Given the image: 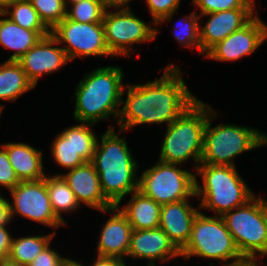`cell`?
Here are the masks:
<instances>
[{
	"mask_svg": "<svg viewBox=\"0 0 267 266\" xmlns=\"http://www.w3.org/2000/svg\"><path fill=\"white\" fill-rule=\"evenodd\" d=\"M159 70L163 74L157 79L141 84L126 83L117 119L118 129L127 132L145 124H165L167 127L198 99L188 89L184 73L177 64L169 62Z\"/></svg>",
	"mask_w": 267,
	"mask_h": 266,
	"instance_id": "obj_1",
	"label": "cell"
},
{
	"mask_svg": "<svg viewBox=\"0 0 267 266\" xmlns=\"http://www.w3.org/2000/svg\"><path fill=\"white\" fill-rule=\"evenodd\" d=\"M125 131L110 123L98 136L92 164L98 173L104 196L113 204L122 203L130 193L138 190L140 165L127 144Z\"/></svg>",
	"mask_w": 267,
	"mask_h": 266,
	"instance_id": "obj_2",
	"label": "cell"
},
{
	"mask_svg": "<svg viewBox=\"0 0 267 266\" xmlns=\"http://www.w3.org/2000/svg\"><path fill=\"white\" fill-rule=\"evenodd\" d=\"M121 66L97 67L83 74L75 86L71 101L75 100L72 117L76 122L91 123L117 119L126 85Z\"/></svg>",
	"mask_w": 267,
	"mask_h": 266,
	"instance_id": "obj_3",
	"label": "cell"
},
{
	"mask_svg": "<svg viewBox=\"0 0 267 266\" xmlns=\"http://www.w3.org/2000/svg\"><path fill=\"white\" fill-rule=\"evenodd\" d=\"M213 110L214 106L198 98L170 123L164 132L158 161L185 166L191 160L195 172L203 154L205 125Z\"/></svg>",
	"mask_w": 267,
	"mask_h": 266,
	"instance_id": "obj_4",
	"label": "cell"
},
{
	"mask_svg": "<svg viewBox=\"0 0 267 266\" xmlns=\"http://www.w3.org/2000/svg\"><path fill=\"white\" fill-rule=\"evenodd\" d=\"M242 177L236 166L199 164L195 171V196L200 200V209L223 216L245 205L256 194Z\"/></svg>",
	"mask_w": 267,
	"mask_h": 266,
	"instance_id": "obj_5",
	"label": "cell"
},
{
	"mask_svg": "<svg viewBox=\"0 0 267 266\" xmlns=\"http://www.w3.org/2000/svg\"><path fill=\"white\" fill-rule=\"evenodd\" d=\"M218 114L213 110L208 116L200 164L235 167L241 154L267 146V133L260 129L229 122L213 126Z\"/></svg>",
	"mask_w": 267,
	"mask_h": 266,
	"instance_id": "obj_6",
	"label": "cell"
},
{
	"mask_svg": "<svg viewBox=\"0 0 267 266\" xmlns=\"http://www.w3.org/2000/svg\"><path fill=\"white\" fill-rule=\"evenodd\" d=\"M197 214L189 241L180 250L181 259L191 257L221 262V266L241 263L246 259L239 252L222 216Z\"/></svg>",
	"mask_w": 267,
	"mask_h": 266,
	"instance_id": "obj_7",
	"label": "cell"
},
{
	"mask_svg": "<svg viewBox=\"0 0 267 266\" xmlns=\"http://www.w3.org/2000/svg\"><path fill=\"white\" fill-rule=\"evenodd\" d=\"M259 196L256 194L245 205L234 208L222 216L245 259L267 258V218L263 197L261 194Z\"/></svg>",
	"mask_w": 267,
	"mask_h": 266,
	"instance_id": "obj_8",
	"label": "cell"
},
{
	"mask_svg": "<svg viewBox=\"0 0 267 266\" xmlns=\"http://www.w3.org/2000/svg\"><path fill=\"white\" fill-rule=\"evenodd\" d=\"M182 167L161 161L151 164L139 175L138 190L160 205L195 199V173Z\"/></svg>",
	"mask_w": 267,
	"mask_h": 266,
	"instance_id": "obj_9",
	"label": "cell"
},
{
	"mask_svg": "<svg viewBox=\"0 0 267 266\" xmlns=\"http://www.w3.org/2000/svg\"><path fill=\"white\" fill-rule=\"evenodd\" d=\"M102 23L106 45L114 58H133L131 55L138 49L136 45L154 42L160 33L152 20L146 23L132 8L106 10Z\"/></svg>",
	"mask_w": 267,
	"mask_h": 266,
	"instance_id": "obj_10",
	"label": "cell"
},
{
	"mask_svg": "<svg viewBox=\"0 0 267 266\" xmlns=\"http://www.w3.org/2000/svg\"><path fill=\"white\" fill-rule=\"evenodd\" d=\"M51 34L65 50L70 62L92 56L114 57L105 42L103 23H79L65 17L51 30Z\"/></svg>",
	"mask_w": 267,
	"mask_h": 266,
	"instance_id": "obj_11",
	"label": "cell"
},
{
	"mask_svg": "<svg viewBox=\"0 0 267 266\" xmlns=\"http://www.w3.org/2000/svg\"><path fill=\"white\" fill-rule=\"evenodd\" d=\"M9 192L12 200L8 201L12 222L18 216L47 226L53 229L55 233H57V229L65 226L55 216L51 207L46 187V176L38 181H20Z\"/></svg>",
	"mask_w": 267,
	"mask_h": 266,
	"instance_id": "obj_12",
	"label": "cell"
},
{
	"mask_svg": "<svg viewBox=\"0 0 267 266\" xmlns=\"http://www.w3.org/2000/svg\"><path fill=\"white\" fill-rule=\"evenodd\" d=\"M257 14L243 28L216 43L203 56L218 62H239L251 56L267 41V23Z\"/></svg>",
	"mask_w": 267,
	"mask_h": 266,
	"instance_id": "obj_13",
	"label": "cell"
},
{
	"mask_svg": "<svg viewBox=\"0 0 267 266\" xmlns=\"http://www.w3.org/2000/svg\"><path fill=\"white\" fill-rule=\"evenodd\" d=\"M177 257H181L180 250L160 227L132 230L126 260H145L146 266H157L158 262L169 264Z\"/></svg>",
	"mask_w": 267,
	"mask_h": 266,
	"instance_id": "obj_14",
	"label": "cell"
},
{
	"mask_svg": "<svg viewBox=\"0 0 267 266\" xmlns=\"http://www.w3.org/2000/svg\"><path fill=\"white\" fill-rule=\"evenodd\" d=\"M17 62L25 71L28 79L36 87L44 75H51L69 64L65 50L50 33L30 48Z\"/></svg>",
	"mask_w": 267,
	"mask_h": 266,
	"instance_id": "obj_15",
	"label": "cell"
},
{
	"mask_svg": "<svg viewBox=\"0 0 267 266\" xmlns=\"http://www.w3.org/2000/svg\"><path fill=\"white\" fill-rule=\"evenodd\" d=\"M257 11L258 9H231L199 15L201 54L204 56L216 43L247 25L258 14ZM206 17L209 19L202 25Z\"/></svg>",
	"mask_w": 267,
	"mask_h": 266,
	"instance_id": "obj_16",
	"label": "cell"
},
{
	"mask_svg": "<svg viewBox=\"0 0 267 266\" xmlns=\"http://www.w3.org/2000/svg\"><path fill=\"white\" fill-rule=\"evenodd\" d=\"M63 172L65 173L58 172L52 175H61L64 178L81 207L85 205L90 210L92 208L103 211L114 206L104 196L98 173L91 161Z\"/></svg>",
	"mask_w": 267,
	"mask_h": 266,
	"instance_id": "obj_17",
	"label": "cell"
},
{
	"mask_svg": "<svg viewBox=\"0 0 267 266\" xmlns=\"http://www.w3.org/2000/svg\"><path fill=\"white\" fill-rule=\"evenodd\" d=\"M99 212L110 214V216L101 225V231L98 234V242L95 247L97 255L116 257L125 261L133 230L132 226L116 205Z\"/></svg>",
	"mask_w": 267,
	"mask_h": 266,
	"instance_id": "obj_18",
	"label": "cell"
},
{
	"mask_svg": "<svg viewBox=\"0 0 267 266\" xmlns=\"http://www.w3.org/2000/svg\"><path fill=\"white\" fill-rule=\"evenodd\" d=\"M193 199L161 205L159 227L175 246L181 250L189 241L192 226L200 206L192 205Z\"/></svg>",
	"mask_w": 267,
	"mask_h": 266,
	"instance_id": "obj_19",
	"label": "cell"
},
{
	"mask_svg": "<svg viewBox=\"0 0 267 266\" xmlns=\"http://www.w3.org/2000/svg\"><path fill=\"white\" fill-rule=\"evenodd\" d=\"M20 181H38L46 174L43 151L25 142L1 143Z\"/></svg>",
	"mask_w": 267,
	"mask_h": 266,
	"instance_id": "obj_20",
	"label": "cell"
},
{
	"mask_svg": "<svg viewBox=\"0 0 267 266\" xmlns=\"http://www.w3.org/2000/svg\"><path fill=\"white\" fill-rule=\"evenodd\" d=\"M131 198L122 206H116L127 217L132 229L145 230L159 227L161 205L146 197L139 190L129 194Z\"/></svg>",
	"mask_w": 267,
	"mask_h": 266,
	"instance_id": "obj_21",
	"label": "cell"
},
{
	"mask_svg": "<svg viewBox=\"0 0 267 266\" xmlns=\"http://www.w3.org/2000/svg\"><path fill=\"white\" fill-rule=\"evenodd\" d=\"M41 39L38 32L20 27L0 12V45L3 49L13 51L7 61L19 60Z\"/></svg>",
	"mask_w": 267,
	"mask_h": 266,
	"instance_id": "obj_22",
	"label": "cell"
},
{
	"mask_svg": "<svg viewBox=\"0 0 267 266\" xmlns=\"http://www.w3.org/2000/svg\"><path fill=\"white\" fill-rule=\"evenodd\" d=\"M25 71L17 61L5 60L0 65V100L15 102L23 94L34 89Z\"/></svg>",
	"mask_w": 267,
	"mask_h": 266,
	"instance_id": "obj_23",
	"label": "cell"
},
{
	"mask_svg": "<svg viewBox=\"0 0 267 266\" xmlns=\"http://www.w3.org/2000/svg\"><path fill=\"white\" fill-rule=\"evenodd\" d=\"M46 187L55 216L64 225L68 226L63 214L67 213L70 215V213L77 212V210L82 208L80 207L81 205L77 201L76 196L61 175H50V173L47 172Z\"/></svg>",
	"mask_w": 267,
	"mask_h": 266,
	"instance_id": "obj_24",
	"label": "cell"
},
{
	"mask_svg": "<svg viewBox=\"0 0 267 266\" xmlns=\"http://www.w3.org/2000/svg\"><path fill=\"white\" fill-rule=\"evenodd\" d=\"M37 235H27L22 237L13 236L10 253L8 258L19 263L22 266H28L35 257L53 241V237L57 234L53 231L51 233Z\"/></svg>",
	"mask_w": 267,
	"mask_h": 266,
	"instance_id": "obj_25",
	"label": "cell"
},
{
	"mask_svg": "<svg viewBox=\"0 0 267 266\" xmlns=\"http://www.w3.org/2000/svg\"><path fill=\"white\" fill-rule=\"evenodd\" d=\"M50 147V158L61 169L68 171L86 162L74 149L73 125L56 134Z\"/></svg>",
	"mask_w": 267,
	"mask_h": 266,
	"instance_id": "obj_26",
	"label": "cell"
},
{
	"mask_svg": "<svg viewBox=\"0 0 267 266\" xmlns=\"http://www.w3.org/2000/svg\"><path fill=\"white\" fill-rule=\"evenodd\" d=\"M2 13L20 27L34 30L42 37L51 33V30L40 19L38 12L34 9L29 0L15 1Z\"/></svg>",
	"mask_w": 267,
	"mask_h": 266,
	"instance_id": "obj_27",
	"label": "cell"
},
{
	"mask_svg": "<svg viewBox=\"0 0 267 266\" xmlns=\"http://www.w3.org/2000/svg\"><path fill=\"white\" fill-rule=\"evenodd\" d=\"M178 19L173 28L174 40L179 43L178 45L183 48L191 49L193 52L195 48L198 50V53L201 54V41H200V32H199V14L193 10L189 15H183Z\"/></svg>",
	"mask_w": 267,
	"mask_h": 266,
	"instance_id": "obj_28",
	"label": "cell"
},
{
	"mask_svg": "<svg viewBox=\"0 0 267 266\" xmlns=\"http://www.w3.org/2000/svg\"><path fill=\"white\" fill-rule=\"evenodd\" d=\"M105 11L101 0H82L67 7V18L79 23H102Z\"/></svg>",
	"mask_w": 267,
	"mask_h": 266,
	"instance_id": "obj_29",
	"label": "cell"
},
{
	"mask_svg": "<svg viewBox=\"0 0 267 266\" xmlns=\"http://www.w3.org/2000/svg\"><path fill=\"white\" fill-rule=\"evenodd\" d=\"M95 124L78 122L73 124V146L76 152L86 161L93 159L97 144V133L92 129Z\"/></svg>",
	"mask_w": 267,
	"mask_h": 266,
	"instance_id": "obj_30",
	"label": "cell"
},
{
	"mask_svg": "<svg viewBox=\"0 0 267 266\" xmlns=\"http://www.w3.org/2000/svg\"><path fill=\"white\" fill-rule=\"evenodd\" d=\"M38 12L43 23L52 30L67 17V7L64 0H29Z\"/></svg>",
	"mask_w": 267,
	"mask_h": 266,
	"instance_id": "obj_31",
	"label": "cell"
},
{
	"mask_svg": "<svg viewBox=\"0 0 267 266\" xmlns=\"http://www.w3.org/2000/svg\"><path fill=\"white\" fill-rule=\"evenodd\" d=\"M199 15L231 9H257L256 0H191ZM199 12H198V10Z\"/></svg>",
	"mask_w": 267,
	"mask_h": 266,
	"instance_id": "obj_32",
	"label": "cell"
},
{
	"mask_svg": "<svg viewBox=\"0 0 267 266\" xmlns=\"http://www.w3.org/2000/svg\"><path fill=\"white\" fill-rule=\"evenodd\" d=\"M150 12L152 21L161 26L173 20L172 17L179 10L182 0H143Z\"/></svg>",
	"mask_w": 267,
	"mask_h": 266,
	"instance_id": "obj_33",
	"label": "cell"
},
{
	"mask_svg": "<svg viewBox=\"0 0 267 266\" xmlns=\"http://www.w3.org/2000/svg\"><path fill=\"white\" fill-rule=\"evenodd\" d=\"M0 147V193H2L1 188L4 187V189L6 188L7 191H10L20 180L10 164L5 147L2 144H0Z\"/></svg>",
	"mask_w": 267,
	"mask_h": 266,
	"instance_id": "obj_34",
	"label": "cell"
},
{
	"mask_svg": "<svg viewBox=\"0 0 267 266\" xmlns=\"http://www.w3.org/2000/svg\"><path fill=\"white\" fill-rule=\"evenodd\" d=\"M64 254L61 255L51 248V243L45 247L28 266H62Z\"/></svg>",
	"mask_w": 267,
	"mask_h": 266,
	"instance_id": "obj_35",
	"label": "cell"
},
{
	"mask_svg": "<svg viewBox=\"0 0 267 266\" xmlns=\"http://www.w3.org/2000/svg\"><path fill=\"white\" fill-rule=\"evenodd\" d=\"M7 226L9 227V225L0 226V260L8 258L14 235Z\"/></svg>",
	"mask_w": 267,
	"mask_h": 266,
	"instance_id": "obj_36",
	"label": "cell"
},
{
	"mask_svg": "<svg viewBox=\"0 0 267 266\" xmlns=\"http://www.w3.org/2000/svg\"><path fill=\"white\" fill-rule=\"evenodd\" d=\"M96 256H97L96 258L93 257L94 262L90 263L91 266H129L127 265L126 261L116 257L99 256V255Z\"/></svg>",
	"mask_w": 267,
	"mask_h": 266,
	"instance_id": "obj_37",
	"label": "cell"
},
{
	"mask_svg": "<svg viewBox=\"0 0 267 266\" xmlns=\"http://www.w3.org/2000/svg\"><path fill=\"white\" fill-rule=\"evenodd\" d=\"M9 199L0 193V226L12 223L9 209Z\"/></svg>",
	"mask_w": 267,
	"mask_h": 266,
	"instance_id": "obj_38",
	"label": "cell"
},
{
	"mask_svg": "<svg viewBox=\"0 0 267 266\" xmlns=\"http://www.w3.org/2000/svg\"><path fill=\"white\" fill-rule=\"evenodd\" d=\"M106 10L112 9H130L133 0H101Z\"/></svg>",
	"mask_w": 267,
	"mask_h": 266,
	"instance_id": "obj_39",
	"label": "cell"
},
{
	"mask_svg": "<svg viewBox=\"0 0 267 266\" xmlns=\"http://www.w3.org/2000/svg\"><path fill=\"white\" fill-rule=\"evenodd\" d=\"M62 266H87L86 264H83L81 262L76 261V259H72L68 258V256H66V258L64 259Z\"/></svg>",
	"mask_w": 267,
	"mask_h": 266,
	"instance_id": "obj_40",
	"label": "cell"
},
{
	"mask_svg": "<svg viewBox=\"0 0 267 266\" xmlns=\"http://www.w3.org/2000/svg\"><path fill=\"white\" fill-rule=\"evenodd\" d=\"M0 266H22L19 263L10 260L9 258L1 259L0 260Z\"/></svg>",
	"mask_w": 267,
	"mask_h": 266,
	"instance_id": "obj_41",
	"label": "cell"
},
{
	"mask_svg": "<svg viewBox=\"0 0 267 266\" xmlns=\"http://www.w3.org/2000/svg\"><path fill=\"white\" fill-rule=\"evenodd\" d=\"M18 0H0V12H3L8 6Z\"/></svg>",
	"mask_w": 267,
	"mask_h": 266,
	"instance_id": "obj_42",
	"label": "cell"
},
{
	"mask_svg": "<svg viewBox=\"0 0 267 266\" xmlns=\"http://www.w3.org/2000/svg\"><path fill=\"white\" fill-rule=\"evenodd\" d=\"M64 1L66 4V7H68L69 5L76 3V2H79V1H82V0H64Z\"/></svg>",
	"mask_w": 267,
	"mask_h": 266,
	"instance_id": "obj_43",
	"label": "cell"
},
{
	"mask_svg": "<svg viewBox=\"0 0 267 266\" xmlns=\"http://www.w3.org/2000/svg\"><path fill=\"white\" fill-rule=\"evenodd\" d=\"M263 206H264V210H265V214L267 218V199H265V197L263 198Z\"/></svg>",
	"mask_w": 267,
	"mask_h": 266,
	"instance_id": "obj_44",
	"label": "cell"
},
{
	"mask_svg": "<svg viewBox=\"0 0 267 266\" xmlns=\"http://www.w3.org/2000/svg\"><path fill=\"white\" fill-rule=\"evenodd\" d=\"M4 109H5V104L0 103V118L2 117V112L4 111Z\"/></svg>",
	"mask_w": 267,
	"mask_h": 266,
	"instance_id": "obj_45",
	"label": "cell"
},
{
	"mask_svg": "<svg viewBox=\"0 0 267 266\" xmlns=\"http://www.w3.org/2000/svg\"><path fill=\"white\" fill-rule=\"evenodd\" d=\"M209 266H215V265L213 263H209ZM228 266H233V265H228Z\"/></svg>",
	"mask_w": 267,
	"mask_h": 266,
	"instance_id": "obj_46",
	"label": "cell"
}]
</instances>
